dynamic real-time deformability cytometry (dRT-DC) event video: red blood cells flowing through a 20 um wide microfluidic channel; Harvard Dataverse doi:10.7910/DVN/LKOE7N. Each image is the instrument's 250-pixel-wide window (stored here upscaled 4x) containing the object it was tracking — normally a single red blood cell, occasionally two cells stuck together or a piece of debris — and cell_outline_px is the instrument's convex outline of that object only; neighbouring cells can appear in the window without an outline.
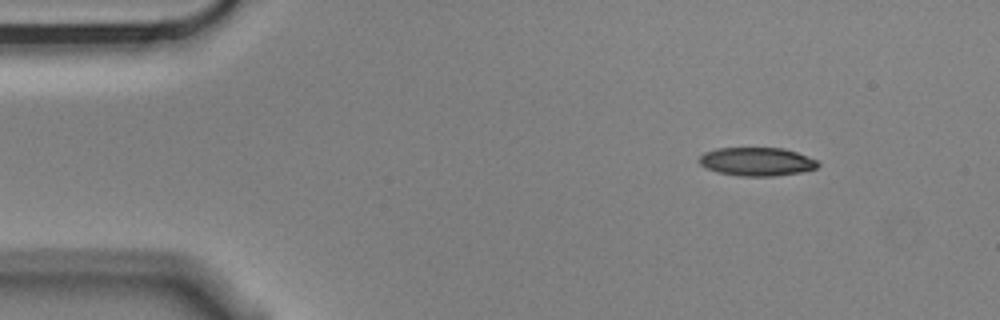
{"species": "Egyptian fruit bat (a non-hibernating species)", "species_latin": "Rousettus aegyptiacus", "temperature_condition": "cold", "stored_images_in_passage": 6, "camera_frame_rate_fps": 3000, "um_per_image_px": 0.085, "animal": {"sex": "male"}, "frame": {"image": 1, "passage_image": 1, "time_ms": 0.0, "image_size_px": [1000, 320], "cell_outline_px": [[820, 164], [816, 168], [800, 172], [772, 176], [740, 176], [716, 172], [704, 168], [700, 164], [700, 156], [704, 152], [716, 148], [784, 148], [796, 152], [816, 160]], "centroid_in_image_um": [64.29, 13.74], "position_along_channel_um": 20.7, "area_um2": 19.65}}
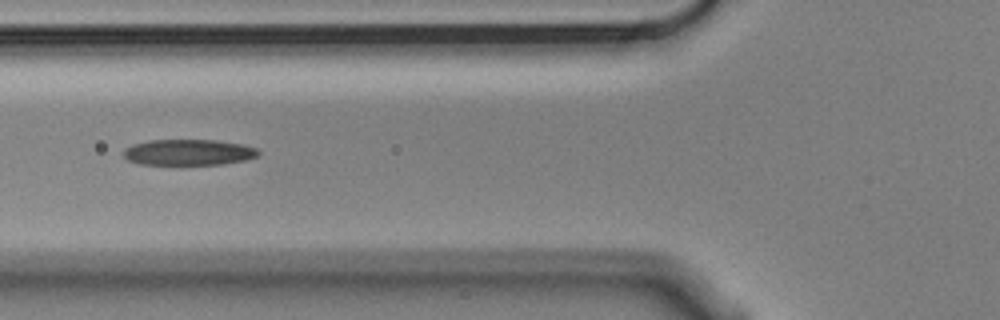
{"frame": {"image": 2, "passage_image": 5, "time_ms": 1.333, "image_size_px": [1000, 320], "cell_outline_px": [[260, 152], [256, 156], [244, 160], [224, 164], [180, 168], [140, 164], [128, 160], [124, 156], [124, 148], [132, 144], [148, 140], [216, 140], [240, 144], [256, 148]], "centroid_in_image_um": [15.96, 13.0], "position_along_channel_um": 109.8, "area_um2": 21.44}}
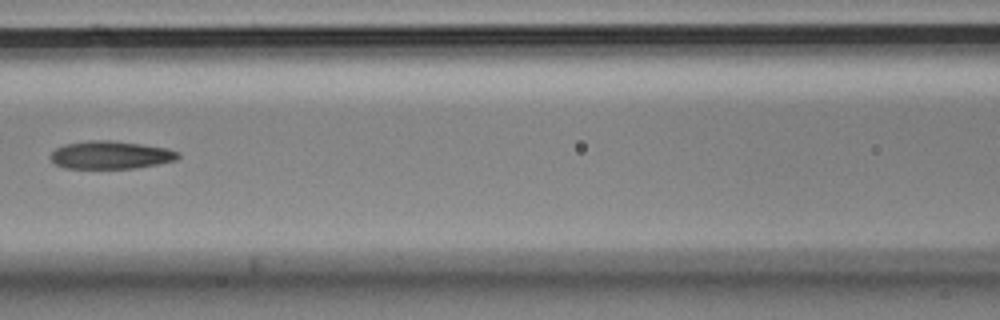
{"frame": {"image": 3, "passage_image": 6, "time_ms": 1.667, "image_size_px": [1000, 320], "cell_outline_px": [[180, 156], [176, 160], [156, 164], [132, 168], [64, 168], [56, 164], [48, 156], [56, 148], [64, 144], [92, 140], [108, 140], [140, 144], [168, 148], [180, 152]], "centroid_in_image_um": [9.39, 13.17], "position_along_channel_um": 157.2, "area_um2": 20.63}}